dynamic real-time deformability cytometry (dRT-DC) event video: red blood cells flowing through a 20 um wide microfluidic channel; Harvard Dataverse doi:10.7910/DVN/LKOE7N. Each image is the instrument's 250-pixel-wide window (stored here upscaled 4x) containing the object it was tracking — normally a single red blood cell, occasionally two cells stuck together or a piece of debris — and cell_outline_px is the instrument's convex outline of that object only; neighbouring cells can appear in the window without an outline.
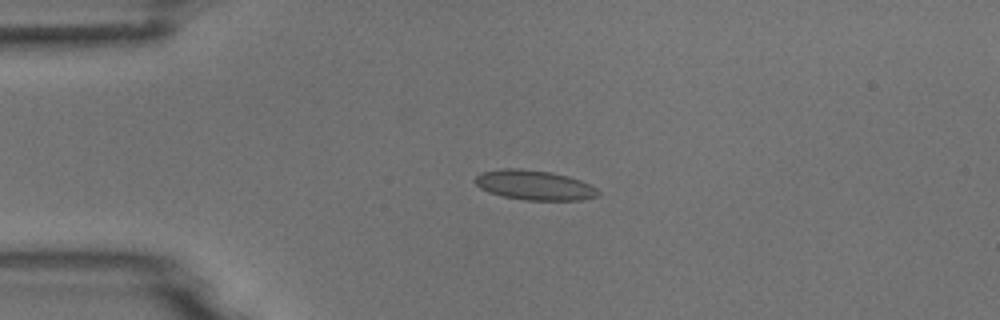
{"species": "common noctule bat (a hibernating species)", "species_latin": "Nyctalus noctula", "temperature_condition": "room temperature", "stored_images_in_passage": 4, "camera_frame_rate_fps": 3000, "um_per_image_px": 0.085, "animal": {"sex": "male", "body_mass_g": 18.8}, "frame": {"image": 1, "passage_image": 3, "time_ms": 3.333, "image_size_px": [1000, 320], "cell_outline_px": [[600, 196], [584, 200], [528, 200], [504, 196], [488, 192], [480, 188], [472, 180], [480, 172], [500, 168], [520, 168], [552, 172], [568, 176], [580, 180], [596, 188], [600, 192]], "centroid_in_image_um": [45.41, 15.72], "position_along_channel_um": 39.6, "area_um2": 21.56}}